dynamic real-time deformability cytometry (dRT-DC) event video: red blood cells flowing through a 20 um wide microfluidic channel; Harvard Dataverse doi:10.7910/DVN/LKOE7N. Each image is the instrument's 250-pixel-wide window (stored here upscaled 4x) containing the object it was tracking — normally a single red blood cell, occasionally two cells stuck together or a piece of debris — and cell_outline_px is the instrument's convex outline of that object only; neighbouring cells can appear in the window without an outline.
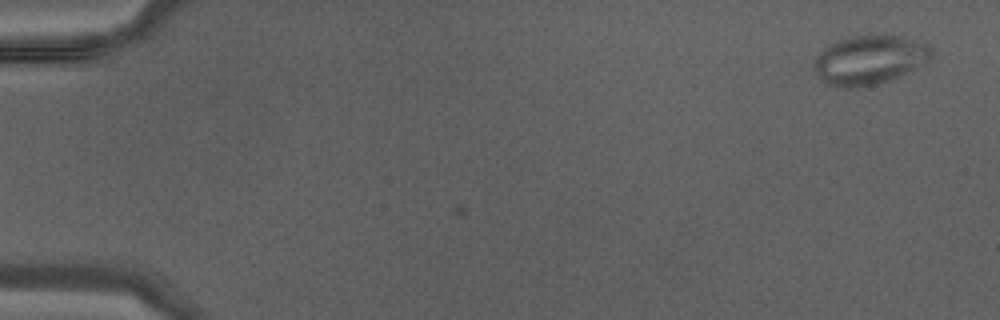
{"species": "Egyptian fruit bat (a non-hibernating species)", "species_latin": "Rousettus aegyptiacus", "temperature_condition": "warm", "stored_images_in_passage": 2, "camera_frame_rate_fps": 3000, "um_per_image_px": 0.085, "animal": {"sex": "male"}, "frame": {"image": 1, "passage_image": 2, "time_ms": 0.333, "image_size_px": [1000, 320], "cell_outline_px": [[932, 56], [928, 60], [888, 80], [876, 84], [856, 88], [844, 88], [824, 84], [816, 76], [812, 68], [812, 60], [828, 44], [852, 36], [868, 32], [872, 32], [900, 36], [924, 40], [932, 48]], "centroid_in_image_um": [73.84, 5.04], "position_along_channel_um": 11.2, "area_um2": 34.39}}